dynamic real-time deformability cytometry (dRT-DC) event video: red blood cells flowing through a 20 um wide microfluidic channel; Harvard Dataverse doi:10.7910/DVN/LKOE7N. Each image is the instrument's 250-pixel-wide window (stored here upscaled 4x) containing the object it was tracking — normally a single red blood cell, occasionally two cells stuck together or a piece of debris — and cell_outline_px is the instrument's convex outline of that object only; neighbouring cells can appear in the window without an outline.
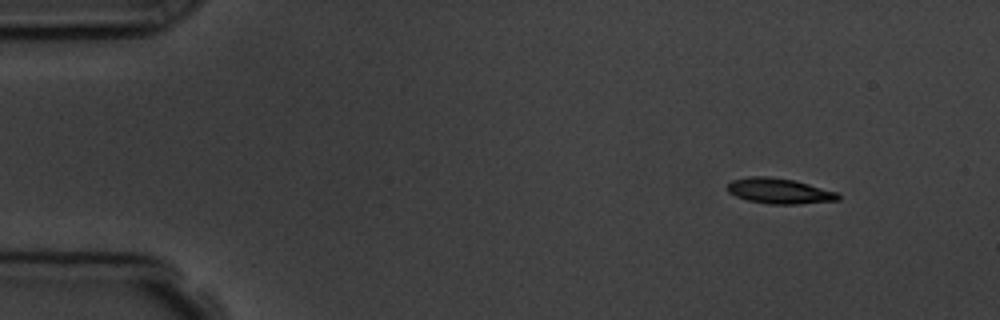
{"species": "common noctule bat (a hibernating species)", "species_latin": "Nyctalus noctula", "temperature_condition": "room temperature", "stored_images_in_passage": 5, "camera_frame_rate_fps": 3000, "um_per_image_px": 0.085, "animal": {"sex": "male", "body_mass_g": 19.5, "forearm_length_mm": 54.6}, "frame": {"image": 1, "passage_image": 1, "time_ms": 0.0, "image_size_px": [1000, 320], "cell_outline_px": [[840, 200], [796, 204], [768, 204], [748, 200], [736, 196], [728, 192], [728, 184], [732, 180], [748, 176], [768, 176], [796, 180], [836, 192], [840, 196]], "centroid_in_image_um": [66.23, 16.22], "position_along_channel_um": 18.8, "area_um2": 16.42}}
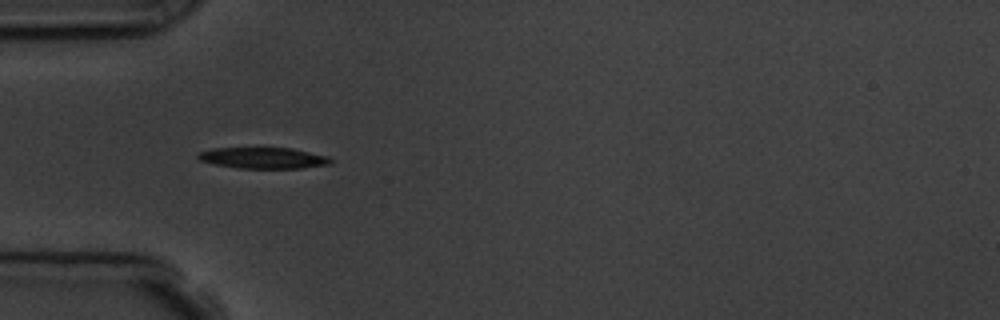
{"frame": {"image": 2, "passage_image": 4, "time_ms": 3.667, "image_size_px": [1000, 320], "cell_outline_px": [[332, 164], [304, 168], [240, 168], [212, 164], [200, 160], [196, 156], [200, 152], [212, 148], [292, 148], [328, 156], [332, 160]], "centroid_in_image_um": [22.4, 13.43], "position_along_channel_um": 62.6, "area_um2": 16.36}}
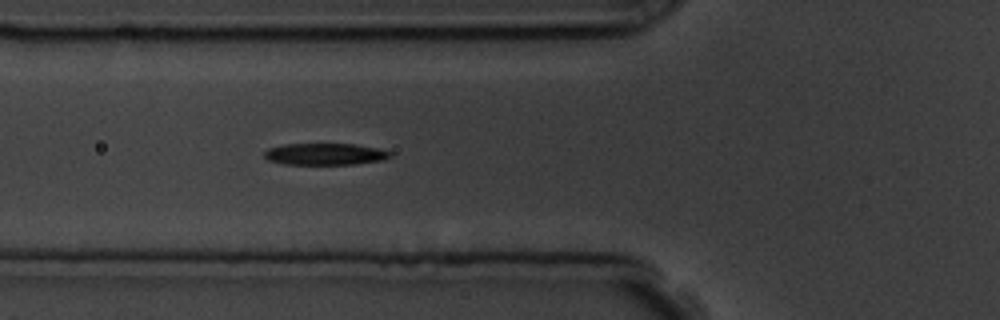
{"frame": {"image": 3, "passage_image": 5, "time_ms": 4.667, "image_size_px": [1000, 320], "cell_outline_px": [[392, 156], [384, 160], [352, 164], [284, 164], [268, 160], [264, 156], [264, 152], [268, 148], [284, 144], [356, 144], [380, 148], [392, 152]], "centroid_in_image_um": [27.66, 13.09], "position_along_channel_um": 98.1, "area_um2": 16.01}}